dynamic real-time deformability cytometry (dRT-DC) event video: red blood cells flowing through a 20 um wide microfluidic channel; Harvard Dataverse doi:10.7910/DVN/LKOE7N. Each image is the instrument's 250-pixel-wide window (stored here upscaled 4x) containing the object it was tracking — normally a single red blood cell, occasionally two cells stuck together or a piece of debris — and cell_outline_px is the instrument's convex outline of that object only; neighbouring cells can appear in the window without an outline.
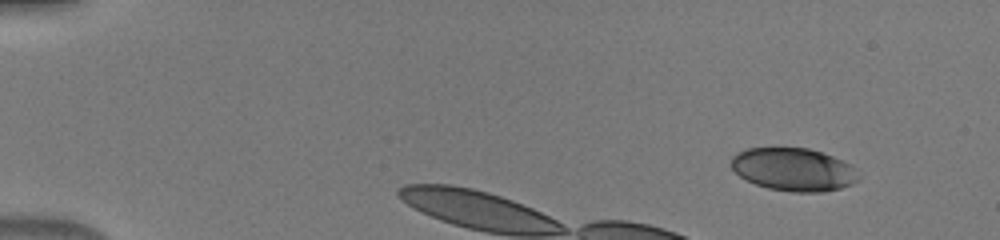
{"species": "human", "species_latin": "Homo sapiens", "temperature_condition": "warm", "stored_images_in_passage": 8, "camera_frame_rate_fps": 3000, "um_per_image_px": 0.085, "donor": {"sex": "male"}, "frame": {"image": 1, "passage_image": 1, "time_ms": 0.0, "image_size_px": [1000, 240], "cell_outline_px": [[860, 180], [852, 184], [840, 188], [824, 192], [792, 192], [768, 188], [756, 184], [740, 176], [732, 168], [732, 156], [736, 152], [748, 148], [808, 148], [832, 156], [852, 164], [856, 168], [860, 176]], "centroid_in_image_um": [67.5, 14.41], "position_along_channel_um": 17.5, "area_um2": 31.96}}
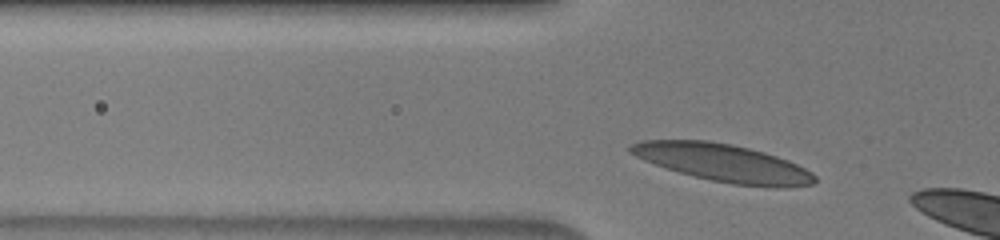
{"frame": {"image": 2, "passage_image": 5, "time_ms": 1.333, "image_size_px": [1000, 240], "cell_outline_px": [[816, 180], [812, 184], [788, 188], [772, 188], [732, 184], [712, 180], [680, 172], [644, 160], [628, 152], [628, 144], [640, 140], [708, 140], [732, 144], [764, 152], [788, 160], [812, 172], [816, 176]], "centroid_in_image_um": [61.49, 13.84], "position_along_channel_um": 64.3, "area_um2": 40.4}}